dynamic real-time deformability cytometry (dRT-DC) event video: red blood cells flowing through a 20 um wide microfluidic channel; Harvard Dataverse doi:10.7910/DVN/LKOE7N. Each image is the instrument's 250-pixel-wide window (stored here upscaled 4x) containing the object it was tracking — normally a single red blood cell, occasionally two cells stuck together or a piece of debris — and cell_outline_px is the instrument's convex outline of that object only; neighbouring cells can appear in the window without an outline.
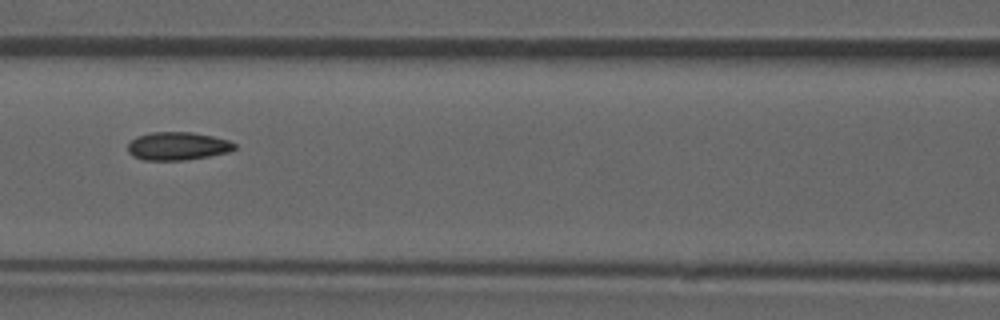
{"species": "common noctule bat (a hibernating species)", "species_latin": "Nyctalus noctula", "temperature_condition": "room temperature", "stored_images_in_passage": 52, "camera_frame_rate_fps": 3000, "um_per_image_px": 0.085, "animal": {"sex": "male", "forearm_length_mm": 52.5}, "frame": {"image": 1, "passage_image": 23, "time_ms": 7.333, "image_size_px": [1000, 320], "cell_outline_px": [[236, 148], [228, 152], [208, 156], [184, 160], [144, 160], [132, 156], [128, 152], [128, 144], [136, 136], [152, 132], [192, 132], [212, 136], [228, 140], [236, 144]], "centroid_in_image_um": [15.08, 12.41], "position_along_channel_um": 151.5, "area_um2": 17.46}, "authors_computed_cell_mechanics": {"area_um2": 17.7157, "velocity_mm_per_s": 3.9196, "shape_relaxation_time_tau1_ms": null, "shape_relaxation_time_tau2_ms": 2.7929, "deformation_change_tau1": null, "deformation_change_tau2": 0.0783}}